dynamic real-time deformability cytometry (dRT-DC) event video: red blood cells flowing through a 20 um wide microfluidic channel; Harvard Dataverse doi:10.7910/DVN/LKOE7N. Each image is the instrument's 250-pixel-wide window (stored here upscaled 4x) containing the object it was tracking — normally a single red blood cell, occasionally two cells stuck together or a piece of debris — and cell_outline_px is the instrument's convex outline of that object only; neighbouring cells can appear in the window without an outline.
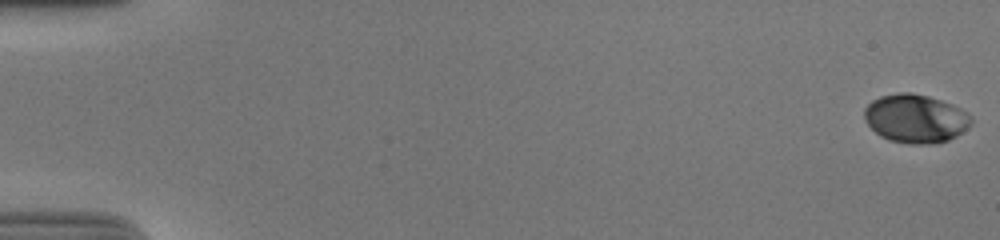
{"species": "human", "species_latin": "Homo sapiens", "temperature_condition": "cold", "stored_images_in_passage": 55, "camera_frame_rate_fps": 3000, "um_per_image_px": 0.085, "donor": {"sex": "male"}, "frame": {"image": 1, "passage_image": 1, "time_ms": 0.0, "image_size_px": [1000, 240], "cell_outline_px": [[972, 120], [968, 128], [956, 136], [948, 140], [936, 144], [912, 144], [888, 140], [880, 136], [864, 120], [864, 108], [872, 100], [880, 96], [900, 92], [912, 92], [928, 96], [952, 104], [968, 112], [972, 116]], "centroid_in_image_um": [77.82, 10.08], "position_along_channel_um": 7.2, "area_um2": 30.46}}
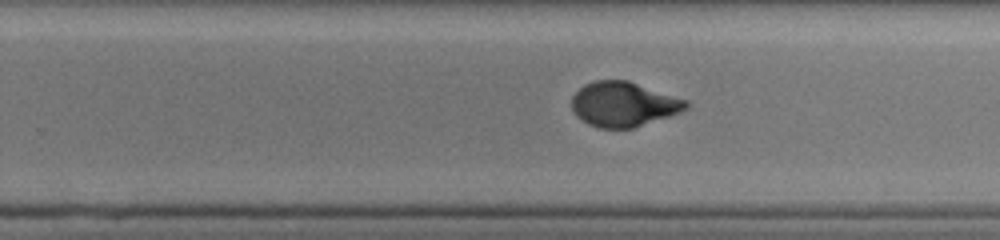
{"frame": {"image": 2, "passage_image": 36, "time_ms": 11.667, "image_size_px": [1000, 240], "cell_outline_px": [[688, 108], [680, 112], [632, 128], [600, 128], [588, 124], [576, 116], [572, 108], [572, 96], [584, 84], [596, 80], [628, 80], [688, 100]], "centroid_in_image_um": [52.99, 8.85], "position_along_channel_um": 276.8, "area_um2": 29.71}}
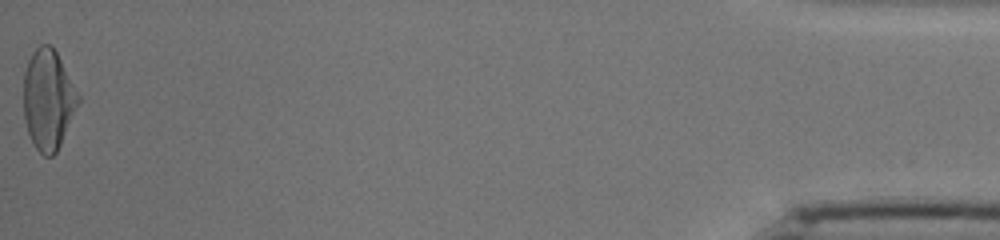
{"frame": {"image": 3, "passage_image": 55, "time_ms": 18.0, "image_size_px": [1000, 240], "cell_outline_px": [[80, 100], [60, 144], [56, 152], [52, 156], [44, 156], [36, 148], [28, 132], [24, 120], [24, 72], [28, 60], [32, 52], [40, 44], [48, 44], [56, 52], [80, 96]], "centroid_in_image_um": [4.08, 8.45], "position_along_channel_um": 431.1, "area_um2": 31.44}, "authors_computed_cell_mechanics": {"area_um2": 30.4028, "velocity_mm_per_s": 3.8482, "shape_relaxation_time_tau1_ms": 4.7488, "shape_relaxation_time_tau2_ms": 0.5914, "deformation_change_tau1": 0.1824, "deformation_change_tau2": 0.0398}}